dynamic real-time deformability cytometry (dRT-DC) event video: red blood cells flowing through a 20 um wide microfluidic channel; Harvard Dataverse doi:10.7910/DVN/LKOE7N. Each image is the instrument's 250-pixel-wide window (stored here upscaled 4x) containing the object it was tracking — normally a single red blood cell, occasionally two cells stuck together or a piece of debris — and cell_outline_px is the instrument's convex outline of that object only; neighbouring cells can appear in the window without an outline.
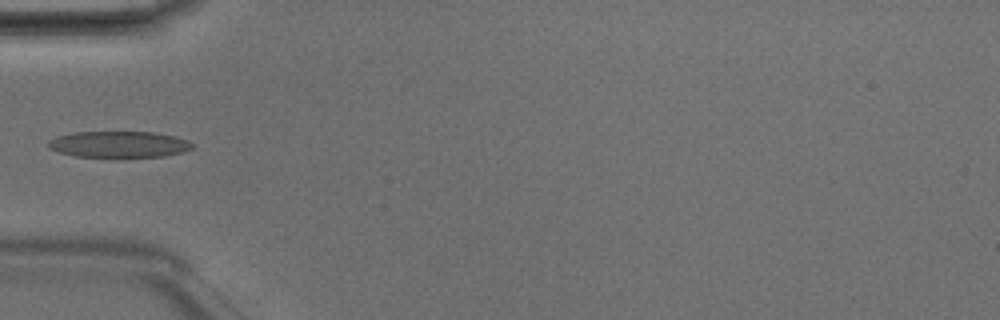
{"species": "Egyptian fruit bat (a non-hibernating species)", "species_latin": "Rousettus aegyptiacus", "temperature_condition": "room temperature", "stored_images_in_passage": 5, "camera_frame_rate_fps": 3000, "um_per_image_px": 0.085, "animal": {"sex": "male"}, "frame": {"image": 1, "passage_image": 5, "time_ms": 1.333, "image_size_px": [1000, 320], "cell_outline_px": [[196, 144], [192, 148], [184, 152], [164, 156], [76, 156], [60, 152], [48, 148], [48, 140], [56, 136], [72, 132], [152, 132], [176, 136], [188, 140]], "centroid_in_image_um": [10.13, 12.25], "position_along_channel_um": 74.9, "area_um2": 21.96}}